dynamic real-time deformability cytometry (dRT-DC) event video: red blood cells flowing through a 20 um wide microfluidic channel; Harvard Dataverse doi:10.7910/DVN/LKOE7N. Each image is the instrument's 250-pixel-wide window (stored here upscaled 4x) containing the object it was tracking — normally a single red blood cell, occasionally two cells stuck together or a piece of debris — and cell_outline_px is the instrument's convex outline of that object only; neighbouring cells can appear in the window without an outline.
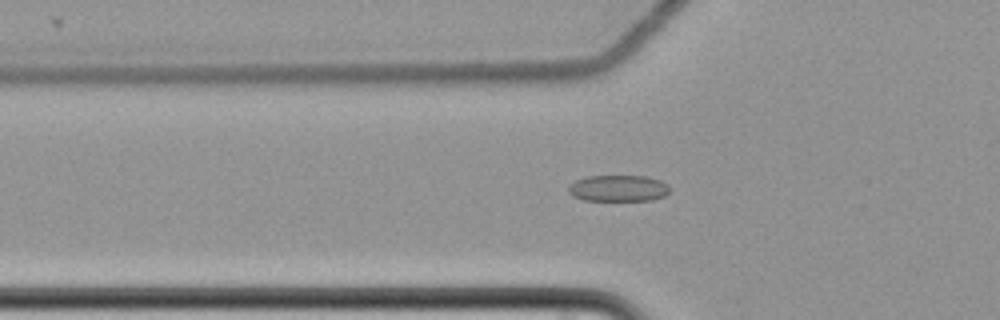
{"species": "common noctule bat (a hibernating species)", "species_latin": "Nyctalus noctula", "temperature_condition": "cold", "stored_images_in_passage": 46, "camera_frame_rate_fps": 3000, "um_per_image_px": 0.085, "animal": {"sex": "female", "body_mass_g": 22.7, "forearm_length_mm": 54.2}, "frame": {"image": 1, "passage_image": 7, "time_ms": 2.0, "image_size_px": [1000, 320], "cell_outline_px": [[672, 188], [664, 196], [652, 200], [584, 200], [572, 196], [568, 192], [568, 188], [576, 180], [588, 176], [648, 176], [660, 180], [668, 184]], "centroid_in_image_um": [52.59, 16.0], "position_along_channel_um": 73.2, "area_um2": 15.61}}
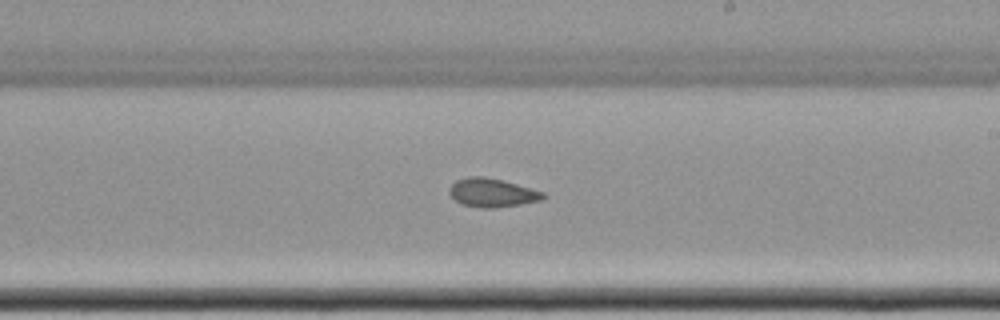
{"frame": {"image": 2, "passage_image": 22, "time_ms": 7.0, "image_size_px": [1000, 320], "cell_outline_px": [[548, 196], [540, 200], [520, 204], [492, 208], [484, 208], [460, 204], [448, 192], [448, 188], [456, 180], [468, 176], [484, 176], [516, 184], [544, 192]], "centroid_in_image_um": [41.8, 16.38], "position_along_channel_um": 247.2, "area_um2": 15.55}}
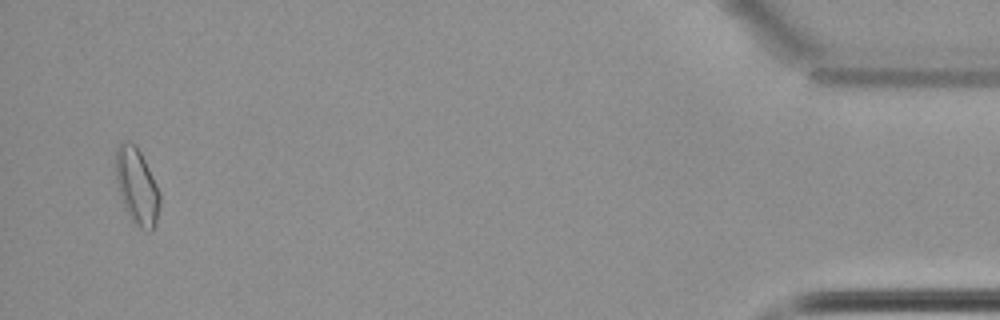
{"frame": {"image": 3, "passage_image": 44, "time_ms": 14.333, "image_size_px": [1000, 320], "cell_outline_px": [[160, 204], [156, 224], [152, 232], [148, 232], [140, 228], [132, 220], [124, 208], [120, 196], [116, 180], [116, 148], [120, 140], [128, 140], [136, 144], [160, 192]], "centroid_in_image_um": [11.63, 15.83], "position_along_channel_um": 423.6, "area_um2": 19.77}, "authors_computed_cell_mechanics": {"area_um2": 15.8661, "velocity_mm_per_s": 3.4982, "shape_relaxation_time_tau1_ms": null, "shape_relaxation_time_tau2_ms": 4.1561, "deformation_change_tau1": null, "deformation_change_tau2": 0.0831}}